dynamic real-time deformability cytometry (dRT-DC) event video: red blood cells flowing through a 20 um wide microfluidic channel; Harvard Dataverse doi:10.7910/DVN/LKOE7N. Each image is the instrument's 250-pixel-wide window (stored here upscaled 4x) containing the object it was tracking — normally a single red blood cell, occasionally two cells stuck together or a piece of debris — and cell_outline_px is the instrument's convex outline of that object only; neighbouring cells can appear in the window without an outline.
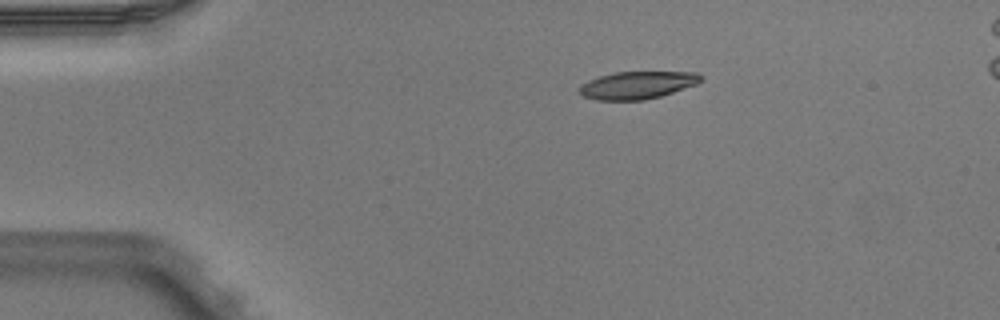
{"species": "Egyptian fruit bat (a non-hibernating species)", "species_latin": "Rousettus aegyptiacus", "temperature_condition": "warm", "stored_images_in_passage": 3, "camera_frame_rate_fps": 3000, "um_per_image_px": 0.085, "animal": {"sex": "male"}, "frame": {"image": 1, "passage_image": 1, "time_ms": 0.0, "image_size_px": [1000, 320], "cell_outline_px": [[704, 80], [696, 84], [660, 96], [644, 100], [596, 100], [584, 96], [580, 92], [580, 84], [588, 80], [600, 76], [616, 72], [696, 72], [704, 76]], "centroid_in_image_um": [54.19, 7.23], "position_along_channel_um": 30.8, "area_um2": 19.42}}